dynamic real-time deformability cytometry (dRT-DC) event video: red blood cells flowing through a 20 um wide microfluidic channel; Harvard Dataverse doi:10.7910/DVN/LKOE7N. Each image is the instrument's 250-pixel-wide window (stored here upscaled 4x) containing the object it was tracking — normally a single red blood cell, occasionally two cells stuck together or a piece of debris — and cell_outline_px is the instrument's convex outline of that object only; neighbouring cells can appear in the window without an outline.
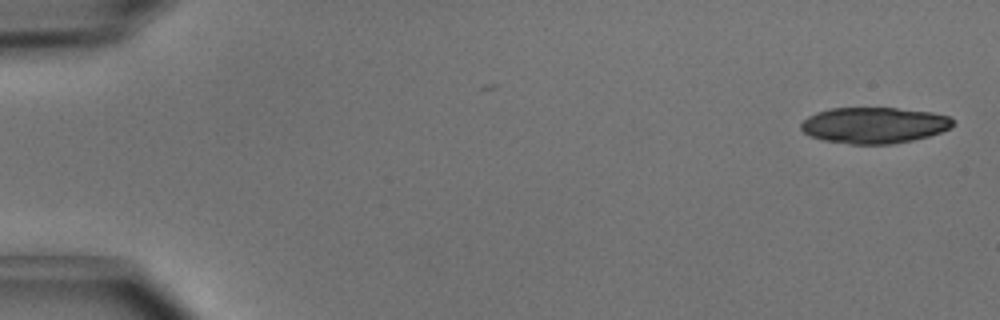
{"species": "common noctule bat (a hibernating species)", "species_latin": "Nyctalus noctula", "temperature_condition": "cold", "stored_images_in_passage": 5, "camera_frame_rate_fps": 3000, "um_per_image_px": 0.085, "animal": {"sex": "male", "body_mass_g": 15.6}, "frame": {"image": 1, "passage_image": 1, "time_ms": 0.0, "image_size_px": [1000, 320], "cell_outline_px": [[952, 124], [948, 128], [940, 132], [928, 136], [912, 140], [892, 144], [848, 144], [824, 140], [808, 136], [800, 128], [800, 124], [808, 116], [816, 112], [828, 108], [896, 108], [932, 112], [948, 116], [952, 120]], "centroid_in_image_um": [74.24, 10.64], "position_along_channel_um": 10.8, "area_um2": 31.91}}